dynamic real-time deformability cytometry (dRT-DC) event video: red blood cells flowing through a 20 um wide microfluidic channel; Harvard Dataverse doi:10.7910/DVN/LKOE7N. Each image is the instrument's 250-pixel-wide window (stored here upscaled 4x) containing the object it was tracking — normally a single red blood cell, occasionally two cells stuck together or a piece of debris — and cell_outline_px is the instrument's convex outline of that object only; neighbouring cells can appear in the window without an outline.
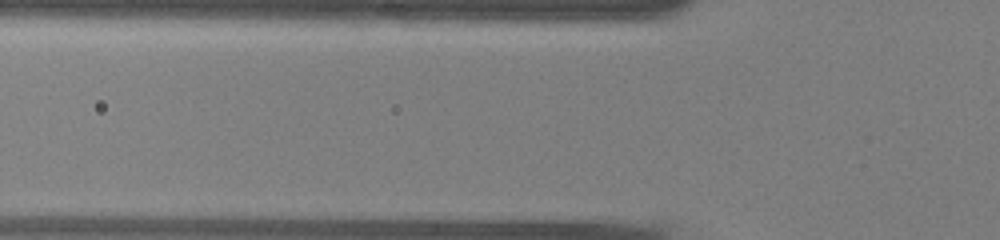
{"species": "common noctule bat (a hibernating species)", "species_latin": "Nyctalus noctula", "temperature_condition": "warm", "stored_images_in_passage": 5, "camera_frame_rate_fps": 3000, "um_per_image_px": 0.085, "animal": {"sex": "male", "body_mass_g": 13.0, "forearm_length_mm": 53.1}, "frame": {"image": 1, "passage_image": 2, "time_ms": 0.333, "image_size_px": [1000, 240], "cell_outline_px": [[596, 184], [580, 192], [456, 192], [444, 180], [464, 176], [580, 180]], "centroid_in_image_um": [43.84, 15.71], "position_along_channel_um": 82.0, "area_um2": 13.93}}